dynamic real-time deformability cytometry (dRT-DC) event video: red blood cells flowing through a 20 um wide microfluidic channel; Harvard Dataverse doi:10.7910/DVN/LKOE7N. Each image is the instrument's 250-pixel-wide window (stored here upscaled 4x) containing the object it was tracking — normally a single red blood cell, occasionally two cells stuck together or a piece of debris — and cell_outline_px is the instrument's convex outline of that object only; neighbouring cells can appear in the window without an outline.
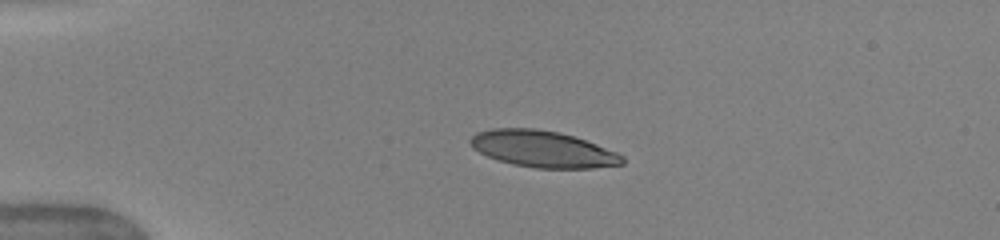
{"species": "human", "species_latin": "Homo sapiens", "temperature_condition": "warm", "stored_images_in_passage": 17, "camera_frame_rate_fps": 3000, "um_per_image_px": 0.085, "donor": {"sex": "female"}, "frame": {"image": 1, "passage_image": 8, "time_ms": 3.333, "image_size_px": [1000, 240], "cell_outline_px": [[624, 164], [592, 168], [536, 168], [512, 164], [488, 156], [472, 148], [468, 140], [476, 132], [492, 128], [536, 128], [560, 132], [596, 144], [616, 152], [624, 156]], "centroid_in_image_um": [46.12, 12.66], "position_along_channel_um": 38.9, "area_um2": 32.31}}